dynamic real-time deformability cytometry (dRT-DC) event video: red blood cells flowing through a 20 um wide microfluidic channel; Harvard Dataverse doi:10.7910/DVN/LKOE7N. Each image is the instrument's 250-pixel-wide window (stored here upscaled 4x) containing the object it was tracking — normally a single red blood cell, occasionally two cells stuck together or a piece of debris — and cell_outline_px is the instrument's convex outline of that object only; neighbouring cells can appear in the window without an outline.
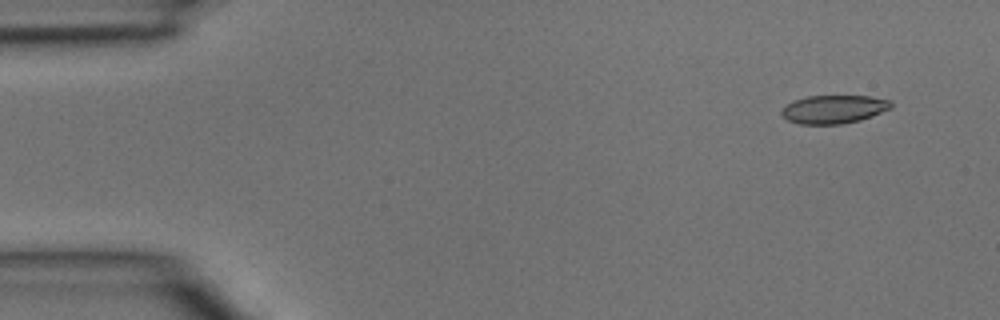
{"species": "common noctule bat (a hibernating species)", "species_latin": "Nyctalus noctula", "temperature_condition": "room temperature", "stored_images_in_passage": 3, "camera_frame_rate_fps": 3000, "um_per_image_px": 0.085, "animal": {"sex": "male", "body_mass_g": 15.6}, "frame": {"image": 1, "passage_image": 1, "time_ms": 0.0, "image_size_px": [1000, 320], "cell_outline_px": [[892, 108], [872, 116], [860, 120], [844, 124], [800, 124], [788, 120], [780, 112], [788, 104], [796, 100], [808, 96], [868, 96], [892, 100]], "centroid_in_image_um": [70.92, 9.29], "position_along_channel_um": 14.1, "area_um2": 17.98}}